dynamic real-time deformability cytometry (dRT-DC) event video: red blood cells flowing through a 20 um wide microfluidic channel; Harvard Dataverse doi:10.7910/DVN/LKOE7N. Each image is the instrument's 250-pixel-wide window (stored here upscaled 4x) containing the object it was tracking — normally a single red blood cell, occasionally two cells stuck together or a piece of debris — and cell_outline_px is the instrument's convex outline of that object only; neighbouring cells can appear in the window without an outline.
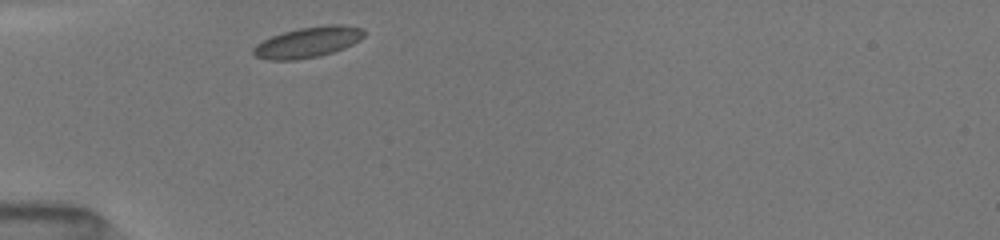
{"species": "common noctule bat (a hibernating species)", "species_latin": "Nyctalus noctula", "temperature_condition": "room temperature", "stored_images_in_passage": 29, "camera_frame_rate_fps": 3000, "um_per_image_px": 0.085, "animal": {"sex": "female", "body_mass_g": 19.5, "forearm_length_mm": 54.1}, "frame": {"image": 1, "passage_image": 1, "time_ms": 0.0, "image_size_px": [1000, 240], "cell_outline_px": [[364, 36], [360, 40], [344, 48], [320, 56], [296, 60], [268, 60], [256, 56], [252, 52], [252, 48], [256, 44], [272, 36], [284, 32], [300, 28], [328, 24], [340, 24], [364, 28]], "centroid_in_image_um": [26.18, 3.59], "position_along_channel_um": 58.8, "area_um2": 19.77}}
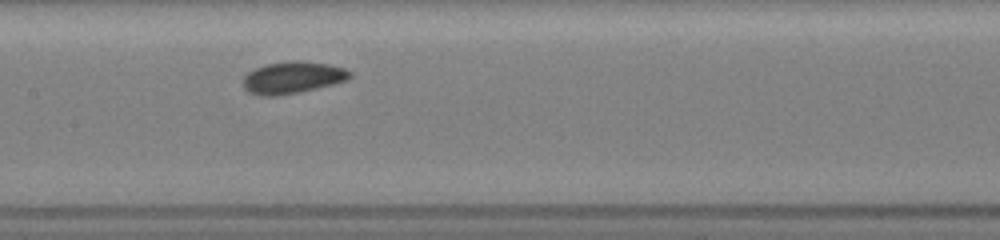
{"frame": {"image": 2, "passage_image": 11, "time_ms": 3.333, "image_size_px": [1000, 240], "cell_outline_px": [[352, 76], [348, 80], [300, 92], [276, 96], [260, 96], [248, 92], [244, 88], [244, 76], [248, 72], [264, 64], [288, 60], [296, 60], [328, 64], [344, 68], [352, 72]], "centroid_in_image_um": [24.86, 6.59], "position_along_channel_um": 182.5, "area_um2": 20.0}}
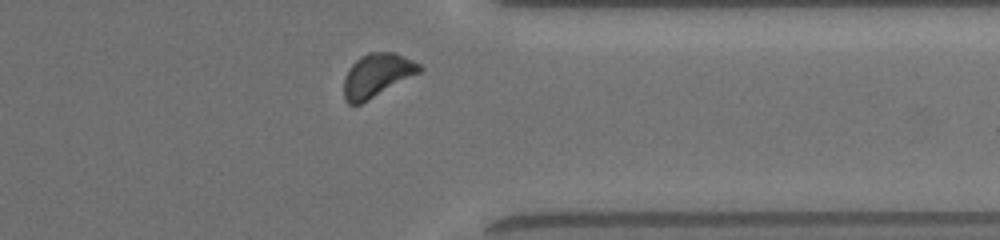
{"frame": {"image": 3, "passage_image": 26, "time_ms": 8.333, "image_size_px": [1000, 240], "cell_outline_px": [[424, 68], [420, 72], [368, 100], [360, 104], [348, 104], [344, 100], [344, 76], [352, 64], [360, 56], [368, 52], [396, 52], [420, 64]], "centroid_in_image_um": [32.03, 6.38], "position_along_channel_um": 379.4, "area_um2": 19.07}, "authors_computed_cell_mechanics": {"area_um2": 19.0162, "velocity_mm_per_s": 3.9926, "shape_relaxation_time_tau1_ms": 1.1311, "shape_relaxation_time_tau2_ms": 5.7103, "deformation_change_tau1": 0.0369, "deformation_change_tau2": 0.0755}}